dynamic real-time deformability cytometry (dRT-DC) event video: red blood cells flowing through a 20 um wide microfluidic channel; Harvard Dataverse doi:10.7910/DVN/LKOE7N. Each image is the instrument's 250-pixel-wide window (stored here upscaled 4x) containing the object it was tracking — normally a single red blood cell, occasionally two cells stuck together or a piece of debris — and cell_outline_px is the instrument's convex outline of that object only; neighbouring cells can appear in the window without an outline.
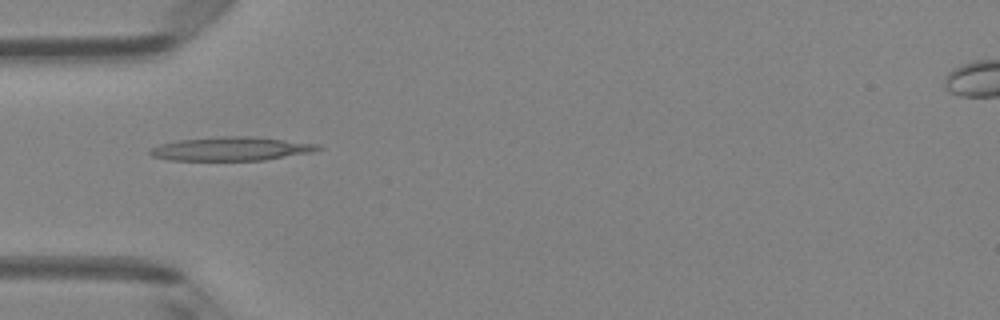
{"species": "Egyptian fruit bat (a non-hibernating species)", "species_latin": "Rousettus aegyptiacus", "temperature_condition": "room temperature", "stored_images_in_passage": 6, "camera_frame_rate_fps": 3000, "um_per_image_px": 0.085, "animal": {"sex": "female"}, "frame": {"image": 1, "passage_image": 5, "time_ms": 1.333, "image_size_px": [1000, 320], "cell_outline_px": [[324, 148], [312, 152], [264, 160], [168, 160], [152, 156], [148, 152], [148, 148], [160, 144], [176, 140], [220, 136], [248, 136], [320, 144]], "centroid_in_image_um": [19.61, 12.64], "position_along_channel_um": 65.4, "area_um2": 23.29}}
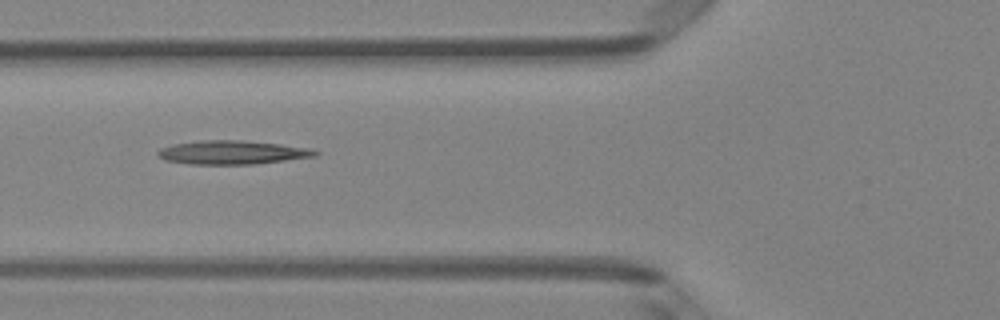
{"frame": {"image": 2, "passage_image": 6, "time_ms": 1.667, "image_size_px": [1000, 320], "cell_outline_px": [[320, 152], [316, 156], [256, 164], [192, 164], [164, 160], [156, 152], [160, 148], [172, 144], [200, 140], [240, 140], [280, 144], [312, 148]], "centroid_in_image_um": [19.75, 12.95], "position_along_channel_um": 106.0, "area_um2": 21.79}}